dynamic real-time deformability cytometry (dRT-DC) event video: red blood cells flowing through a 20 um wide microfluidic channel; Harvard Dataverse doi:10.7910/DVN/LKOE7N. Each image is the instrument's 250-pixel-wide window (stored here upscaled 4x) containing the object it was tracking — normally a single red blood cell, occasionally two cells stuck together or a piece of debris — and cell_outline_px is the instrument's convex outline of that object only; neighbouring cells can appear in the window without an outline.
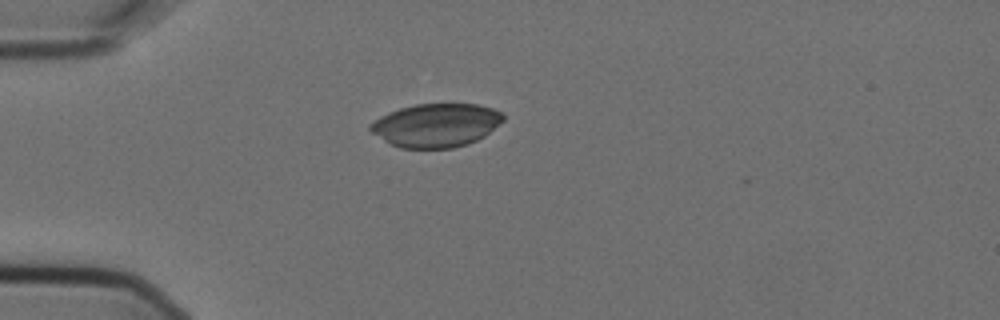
{"species": "Egyptian fruit bat (a non-hibernating species)", "species_latin": "Rousettus aegyptiacus", "temperature_condition": "cold", "stored_images_in_passage": 2, "camera_frame_rate_fps": 3000, "um_per_image_px": 0.085, "animal": {"sex": "female"}, "frame": {"image": 1, "passage_image": 1, "time_ms": 0.0, "image_size_px": [1000, 320], "cell_outline_px": [[504, 120], [500, 124], [484, 136], [468, 144], [452, 148], [400, 148], [384, 140], [372, 132], [368, 128], [368, 124], [380, 116], [388, 112], [400, 108], [416, 104], [476, 104], [492, 108], [504, 112]], "centroid_in_image_um": [37.08, 10.64], "position_along_channel_um": 47.9, "area_um2": 33.76}}